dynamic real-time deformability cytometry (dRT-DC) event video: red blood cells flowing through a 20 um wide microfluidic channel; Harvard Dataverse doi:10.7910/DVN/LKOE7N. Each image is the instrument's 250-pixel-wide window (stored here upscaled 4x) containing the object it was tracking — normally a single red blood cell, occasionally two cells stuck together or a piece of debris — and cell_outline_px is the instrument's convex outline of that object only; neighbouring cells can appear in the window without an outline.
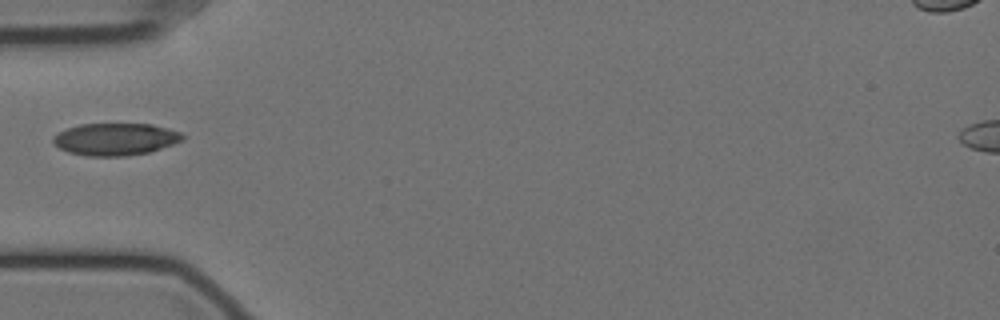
{"species": "Egyptian fruit bat (a non-hibernating species)", "species_latin": "Rousettus aegyptiacus", "temperature_condition": "cold", "stored_images_in_passage": 24, "camera_frame_rate_fps": 3000, "um_per_image_px": 0.085, "animal": {"sex": "female"}, "frame": {"image": 1, "passage_image": 1, "time_ms": 0.0, "image_size_px": [1000, 320], "cell_outline_px": [[184, 140], [148, 152], [124, 156], [88, 156], [68, 152], [60, 148], [52, 140], [52, 136], [68, 128], [80, 124], [152, 124], [168, 128], [180, 132], [184, 136]], "centroid_in_image_um": [9.81, 11.83], "position_along_channel_um": 75.2, "area_um2": 24.1}}